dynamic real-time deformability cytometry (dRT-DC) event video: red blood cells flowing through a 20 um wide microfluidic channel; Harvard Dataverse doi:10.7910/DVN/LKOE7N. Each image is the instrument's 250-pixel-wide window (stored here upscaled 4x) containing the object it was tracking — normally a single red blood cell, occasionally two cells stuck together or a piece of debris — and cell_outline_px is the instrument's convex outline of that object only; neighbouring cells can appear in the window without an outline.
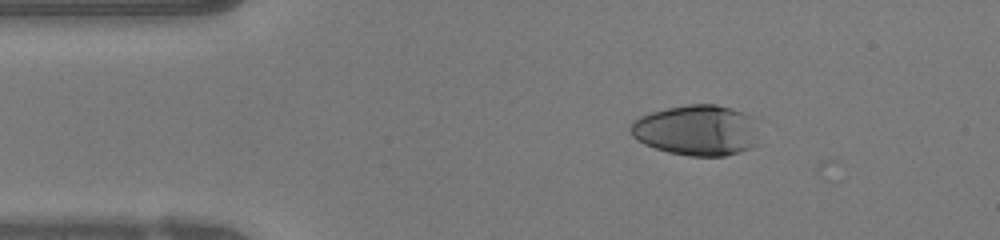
{"species": "human", "species_latin": "Homo sapiens", "temperature_condition": "warm", "stored_images_in_passage": 7, "camera_frame_rate_fps": 3000, "um_per_image_px": 0.085, "donor": {"sex": "female"}, "frame": {"image": 1, "passage_image": 5, "time_ms": 1.333, "image_size_px": [1000, 240], "cell_outline_px": [[756, 144], [752, 148], [740, 152], [724, 156], [688, 156], [668, 152], [644, 144], [636, 140], [632, 136], [628, 128], [632, 120], [640, 116], [652, 112], [668, 108], [688, 104], [716, 104], [732, 108], [744, 112], [752, 116]], "centroid_in_image_um": [59.17, 11.07], "position_along_channel_um": 25.8, "area_um2": 38.03}}